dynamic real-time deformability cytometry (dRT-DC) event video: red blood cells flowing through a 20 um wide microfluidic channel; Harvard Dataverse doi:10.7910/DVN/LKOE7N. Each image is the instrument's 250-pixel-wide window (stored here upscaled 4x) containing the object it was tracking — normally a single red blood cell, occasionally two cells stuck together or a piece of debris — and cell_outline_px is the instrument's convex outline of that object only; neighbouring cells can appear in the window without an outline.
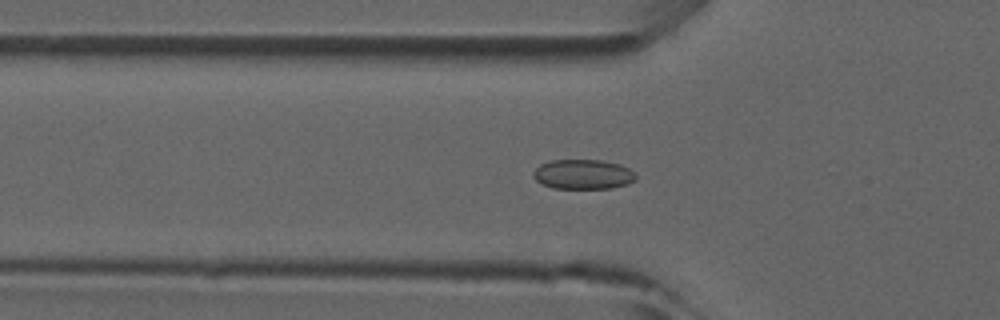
{"species": "common noctule bat (a hibernating species)", "species_latin": "Nyctalus noctula", "temperature_condition": "room temperature", "stored_images_in_passage": 10, "camera_frame_rate_fps": 3000, "um_per_image_px": 0.085, "animal": {"sex": "male", "forearm_length_mm": 52.5}, "frame": {"image": 1, "passage_image": 4, "time_ms": 1.0, "image_size_px": [1000, 320], "cell_outline_px": [[636, 180], [628, 184], [612, 188], [552, 188], [536, 180], [532, 176], [532, 172], [540, 164], [552, 160], [600, 160], [620, 164], [636, 172]], "centroid_in_image_um": [49.58, 14.81], "position_along_channel_um": 76.2, "area_um2": 17.86}}
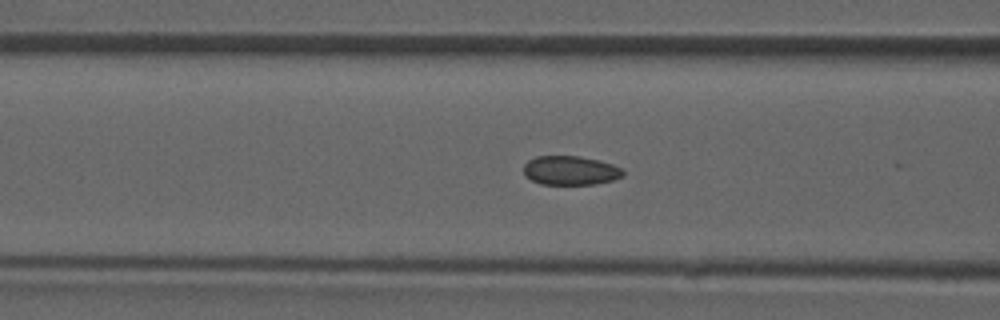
{"frame": {"image": 2, "passage_image": 7, "time_ms": 2.0, "image_size_px": [1000, 320], "cell_outline_px": [[624, 176], [612, 180], [596, 184], [540, 184], [524, 176], [524, 164], [528, 160], [536, 156], [580, 156], [612, 164], [620, 168], [624, 172]], "centroid_in_image_um": [48.46, 14.49], "position_along_channel_um": 118.1, "area_um2": 16.82}}